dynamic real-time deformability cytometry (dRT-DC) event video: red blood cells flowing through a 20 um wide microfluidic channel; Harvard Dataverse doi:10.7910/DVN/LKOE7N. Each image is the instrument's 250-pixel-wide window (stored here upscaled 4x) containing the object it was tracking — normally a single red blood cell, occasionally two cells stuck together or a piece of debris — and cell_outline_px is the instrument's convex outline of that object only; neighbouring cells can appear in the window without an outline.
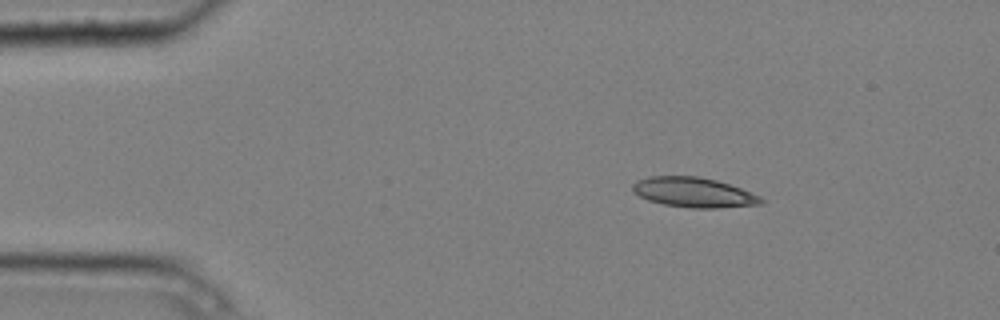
{"species": "common noctule bat (a hibernating species)", "species_latin": "Nyctalus noctula", "temperature_condition": "cold", "stored_images_in_passage": 2, "camera_frame_rate_fps": 3000, "um_per_image_px": 0.085, "animal": {"sex": "male", "body_mass_g": 20.4}, "frame": {"image": 1, "passage_image": 1, "time_ms": 0.0, "image_size_px": [1000, 320], "cell_outline_px": [[764, 200], [760, 204], [720, 208], [692, 208], [664, 204], [648, 200], [632, 192], [632, 184], [636, 180], [648, 176], [696, 176], [716, 180], [740, 188], [760, 196]], "centroid_in_image_um": [58.92, 16.35], "position_along_channel_um": 26.1, "area_um2": 22.31}}